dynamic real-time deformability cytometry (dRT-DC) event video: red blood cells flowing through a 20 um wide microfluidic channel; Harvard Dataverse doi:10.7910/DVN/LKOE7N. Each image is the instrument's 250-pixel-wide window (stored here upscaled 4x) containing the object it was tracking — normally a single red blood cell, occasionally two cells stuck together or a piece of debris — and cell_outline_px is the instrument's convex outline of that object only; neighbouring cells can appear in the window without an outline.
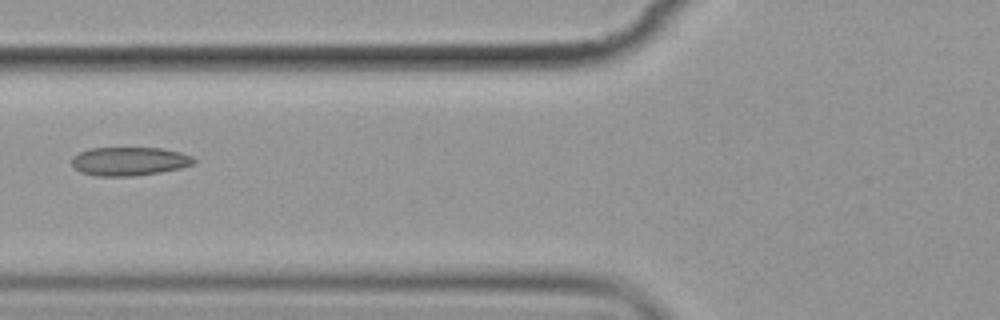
{"species": "common noctule bat (a hibernating species)", "species_latin": "Nyctalus noctula", "temperature_condition": "cold", "stored_images_in_passage": 2, "camera_frame_rate_fps": 3000, "um_per_image_px": 0.085, "animal": {"sex": "female", "body_mass_g": 19.9}, "frame": {"image": 1, "passage_image": 2, "time_ms": 1.333, "image_size_px": [1000, 320], "cell_outline_px": [[196, 164], [180, 168], [160, 172], [132, 176], [96, 176], [80, 172], [72, 164], [72, 156], [80, 152], [92, 148], [160, 148], [180, 152], [192, 156], [196, 160]], "centroid_in_image_um": [11.01, 13.71], "position_along_channel_um": 114.8, "area_um2": 20.35}}